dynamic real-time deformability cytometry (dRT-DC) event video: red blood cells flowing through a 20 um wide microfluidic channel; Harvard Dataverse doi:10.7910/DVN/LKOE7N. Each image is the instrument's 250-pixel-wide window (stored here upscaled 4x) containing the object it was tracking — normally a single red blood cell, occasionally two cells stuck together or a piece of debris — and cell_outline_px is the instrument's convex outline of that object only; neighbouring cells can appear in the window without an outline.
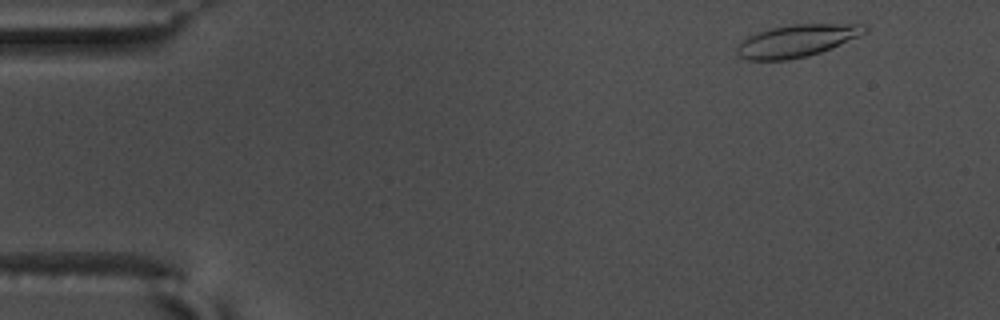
{"species": "common noctule bat (a hibernating species)", "species_latin": "Nyctalus noctula", "temperature_condition": "warm", "stored_images_in_passage": 54, "camera_frame_rate_fps": 3000, "um_per_image_px": 0.085, "animal": {"sex": "male", "body_mass_g": 17.5, "forearm_length_mm": 52.3}, "frame": {"image": 1, "passage_image": 3, "time_ms": 0.667, "image_size_px": [1000, 320], "cell_outline_px": [[868, 32], [820, 52], [808, 56], [788, 60], [748, 60], [740, 56], [736, 52], [736, 48], [740, 40], [756, 32], [788, 24], [864, 24], [868, 28]], "centroid_in_image_um": [67.69, 3.46], "position_along_channel_um": 17.3, "area_um2": 24.04}}
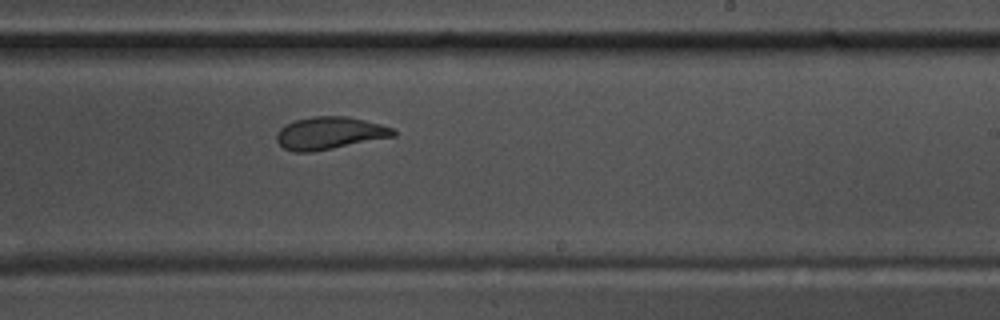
{"frame": {"image": 2, "passage_image": 32, "time_ms": 10.333, "image_size_px": [1000, 320], "cell_outline_px": [[396, 136], [312, 152], [292, 152], [284, 148], [276, 140], [276, 132], [280, 128], [296, 120], [312, 116], [348, 116], [380, 124], [392, 128], [396, 132]], "centroid_in_image_um": [28.0, 11.32], "position_along_channel_um": 261.0, "area_um2": 22.02}}
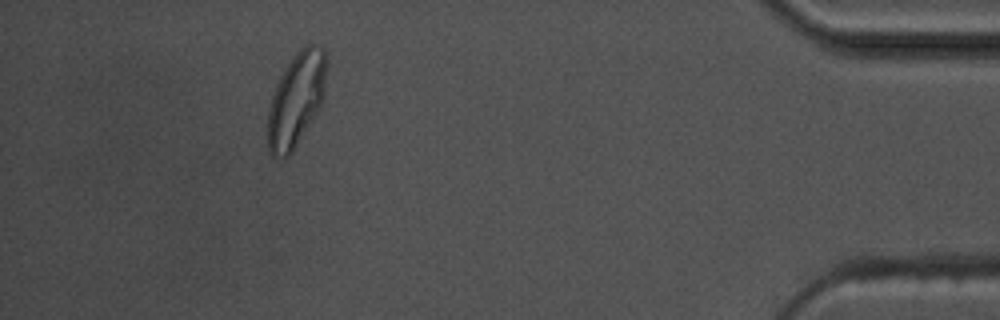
{"frame": {"image": 3, "passage_image": 49, "time_ms": 16.0, "image_size_px": [1000, 320], "cell_outline_px": [[328, 64], [324, 100], [312, 120], [292, 152], [288, 156], [272, 156], [268, 152], [268, 108], [272, 92], [280, 76], [292, 56], [304, 44], [320, 44], [328, 52]], "centroid_in_image_um": [25.22, 8.37], "position_along_channel_um": 410.0, "area_um2": 32.83}, "authors_computed_cell_mechanics": {"area_um2": 23.0622, "velocity_mm_per_s": 3.6204, "shape_relaxation_time_tau1_ms": 8.621, "shape_relaxation_time_tau2_ms": 1.8666, "deformation_change_tau1": 0.2234, "deformation_change_tau2": 0.0791}}